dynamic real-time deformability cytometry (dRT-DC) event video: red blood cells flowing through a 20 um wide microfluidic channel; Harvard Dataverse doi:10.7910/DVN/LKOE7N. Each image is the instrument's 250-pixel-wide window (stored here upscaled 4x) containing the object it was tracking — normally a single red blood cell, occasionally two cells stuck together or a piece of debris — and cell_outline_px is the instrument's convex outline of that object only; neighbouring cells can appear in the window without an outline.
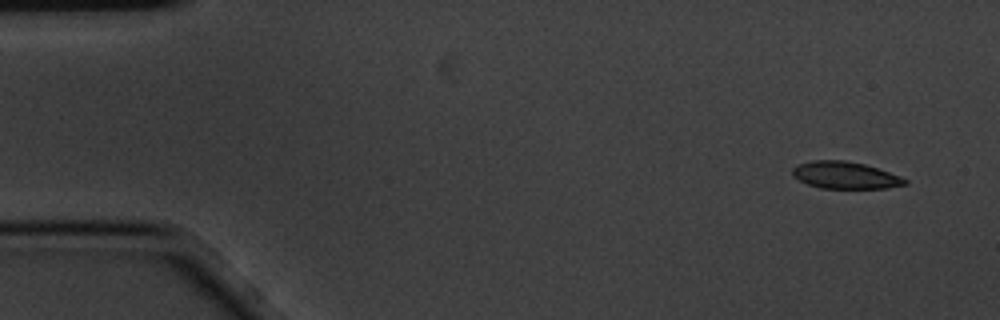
{"species": "common noctule bat (a hibernating species)", "species_latin": "Nyctalus noctula", "temperature_condition": "cold", "stored_images_in_passage": 7, "camera_frame_rate_fps": 3000, "um_per_image_px": 0.085, "animal": {"sex": "male", "body_mass_g": 20.1, "forearm_length_mm": 53.5}, "frame": {"image": 1, "passage_image": 1, "time_ms": 0.0, "image_size_px": [1000, 320], "cell_outline_px": [[908, 184], [888, 188], [820, 188], [808, 184], [792, 176], [792, 168], [796, 164], [812, 160], [844, 160], [864, 164], [900, 176], [908, 180]], "centroid_in_image_um": [71.81, 14.89], "position_along_channel_um": 13.2, "area_um2": 17.74}}
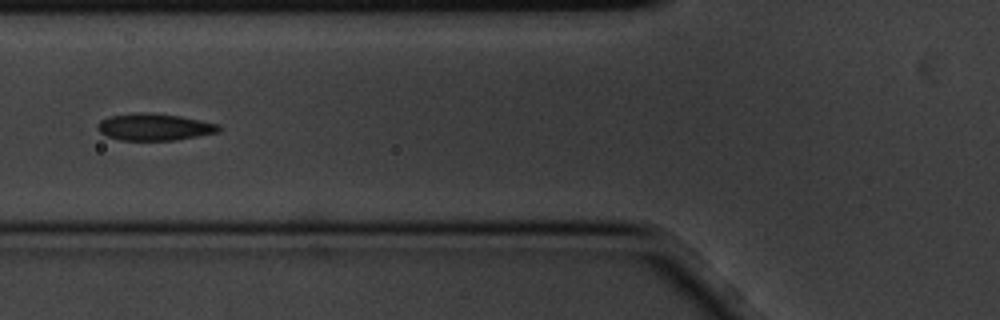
{"frame": {"image": 2, "passage_image": 6, "time_ms": 1.667, "image_size_px": [1000, 320], "cell_outline_px": [[220, 132], [176, 140], [120, 140], [108, 136], [100, 132], [96, 128], [96, 124], [100, 120], [108, 116], [136, 112], [152, 112], [180, 116], [220, 124]], "centroid_in_image_um": [13.11, 10.78], "position_along_channel_um": 112.7, "area_um2": 19.25}}
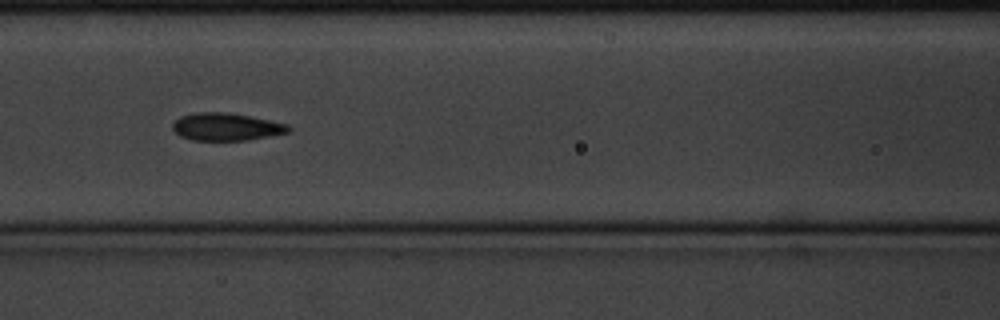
{"frame": {"image": 3, "passage_image": 7, "time_ms": 2.0, "image_size_px": [1000, 320], "cell_outline_px": [[292, 128], [288, 132], [248, 140], [192, 140], [180, 136], [172, 128], [172, 124], [180, 116], [196, 112], [228, 112], [288, 124]], "centroid_in_image_um": [19.21, 10.77], "position_along_channel_um": 147.4, "area_um2": 18.5}}